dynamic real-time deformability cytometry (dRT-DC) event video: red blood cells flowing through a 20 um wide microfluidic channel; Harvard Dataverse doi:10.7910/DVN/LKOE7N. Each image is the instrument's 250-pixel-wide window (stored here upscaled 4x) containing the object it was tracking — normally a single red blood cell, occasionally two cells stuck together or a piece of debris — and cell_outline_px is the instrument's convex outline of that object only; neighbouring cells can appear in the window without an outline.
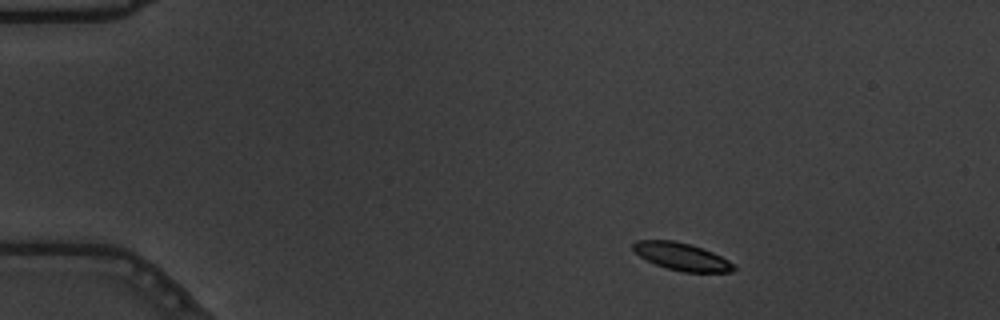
{"species": "common noctule bat (a hibernating species)", "species_latin": "Nyctalus noctula", "temperature_condition": "warm", "stored_images_in_passage": 53, "camera_frame_rate_fps": 3000, "um_per_image_px": 0.085, "animal": {"sex": "male", "body_mass_g": 19.5, "forearm_length_mm": 54.6}, "frame": {"image": 1, "passage_image": 5, "time_ms": 1.333, "image_size_px": [1000, 320], "cell_outline_px": [[736, 268], [732, 272], [684, 272], [668, 268], [656, 264], [640, 256], [632, 248], [632, 244], [636, 240], [672, 240], [688, 244], [712, 252], [728, 260]], "centroid_in_image_um": [57.93, 21.81], "position_along_channel_um": 27.1, "area_um2": 15.78}}
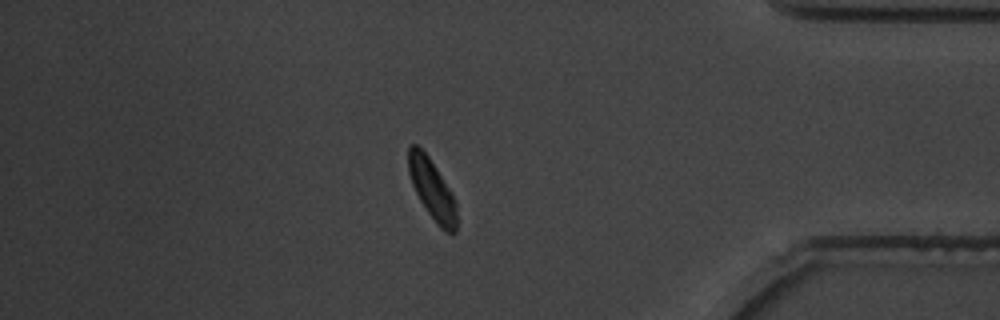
{"frame": {"image": 2, "passage_image": 45, "time_ms": 14.667, "image_size_px": [1000, 320], "cell_outline_px": [[456, 232], [452, 236], [440, 228], [428, 212], [420, 200], [412, 184], [408, 172], [408, 144], [416, 144], [428, 156], [436, 168], [456, 200]], "centroid_in_image_um": [36.72, 16.11], "position_along_channel_um": 398.5, "area_um2": 16.82}}
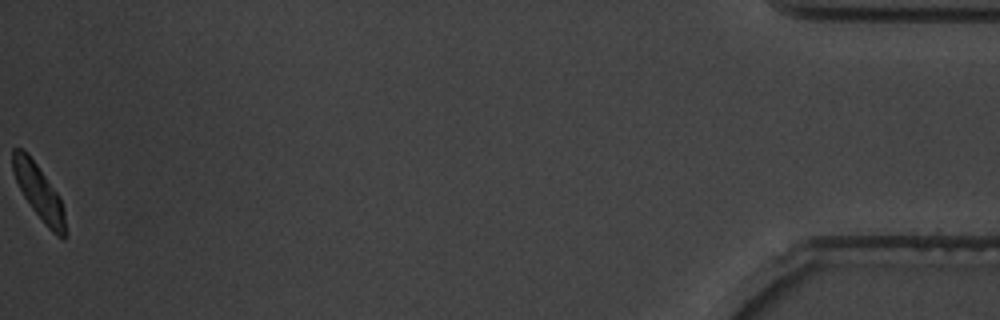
{"frame": {"image": 3, "passage_image": 53, "time_ms": 17.333, "image_size_px": [1000, 320], "cell_outline_px": [[68, 236], [64, 240], [56, 236], [44, 224], [32, 208], [24, 196], [12, 172], [12, 148], [20, 148], [36, 164], [60, 196], [64, 212]], "centroid_in_image_um": [3.35, 16.42], "position_along_channel_um": 431.9, "area_um2": 16.76}, "authors_computed_cell_mechanics": {"area_um2": 17.4556, "velocity_mm_per_s": 3.6056, "shape_relaxation_time_tau1_ms": 2.3348, "shape_relaxation_time_tau2_ms": 1.5909, "deformation_change_tau1": 0.1367, "deformation_change_tau2": 0.0581}}